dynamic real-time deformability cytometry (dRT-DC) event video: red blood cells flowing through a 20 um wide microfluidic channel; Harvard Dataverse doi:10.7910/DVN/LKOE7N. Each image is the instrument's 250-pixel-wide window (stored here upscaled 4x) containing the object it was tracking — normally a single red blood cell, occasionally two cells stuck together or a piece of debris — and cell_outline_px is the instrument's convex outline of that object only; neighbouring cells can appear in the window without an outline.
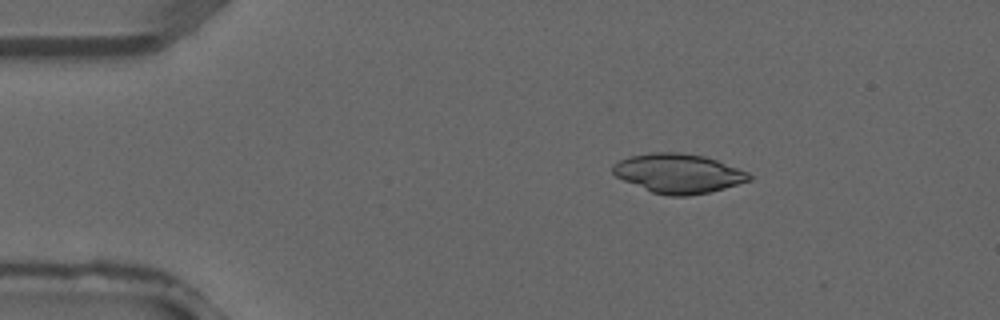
{"species": "common noctule bat (a hibernating species)", "species_latin": "Nyctalus noctula", "temperature_condition": "warm", "stored_images_in_passage": 3, "camera_frame_rate_fps": 3000, "um_per_image_px": 0.085, "animal": {"sex": "male", "forearm_length_mm": 52.5}, "frame": {"image": 1, "passage_image": 2, "time_ms": 0.333, "image_size_px": [1000, 320], "cell_outline_px": [[752, 180], [724, 188], [708, 192], [688, 196], [668, 196], [652, 192], [624, 180], [616, 176], [612, 172], [612, 164], [628, 156], [652, 152], [680, 152], [704, 156], [716, 160], [748, 172], [752, 176]], "centroid_in_image_um": [57.65, 14.73], "position_along_channel_um": 27.4, "area_um2": 31.15}}